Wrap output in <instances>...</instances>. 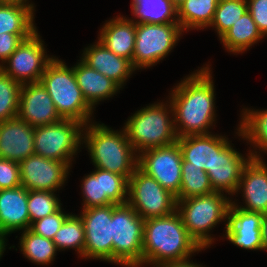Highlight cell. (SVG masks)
Returning a JSON list of instances; mask_svg holds the SVG:
<instances>
[{
	"mask_svg": "<svg viewBox=\"0 0 267 267\" xmlns=\"http://www.w3.org/2000/svg\"><path fill=\"white\" fill-rule=\"evenodd\" d=\"M164 104H154L140 109L128 119L125 130L133 150L143 152L177 141L174 121H170Z\"/></svg>",
	"mask_w": 267,
	"mask_h": 267,
	"instance_id": "8992f818",
	"label": "cell"
},
{
	"mask_svg": "<svg viewBox=\"0 0 267 267\" xmlns=\"http://www.w3.org/2000/svg\"><path fill=\"white\" fill-rule=\"evenodd\" d=\"M231 203L223 194L213 192L178 200L176 211L181 216L188 234L203 249L212 244L208 231L219 221L228 218Z\"/></svg>",
	"mask_w": 267,
	"mask_h": 267,
	"instance_id": "5b68a950",
	"label": "cell"
},
{
	"mask_svg": "<svg viewBox=\"0 0 267 267\" xmlns=\"http://www.w3.org/2000/svg\"><path fill=\"white\" fill-rule=\"evenodd\" d=\"M171 1L178 8L185 0H171Z\"/></svg>",
	"mask_w": 267,
	"mask_h": 267,
	"instance_id": "f6af8a7d",
	"label": "cell"
},
{
	"mask_svg": "<svg viewBox=\"0 0 267 267\" xmlns=\"http://www.w3.org/2000/svg\"><path fill=\"white\" fill-rule=\"evenodd\" d=\"M127 203L144 220L168 216L176 211V196L137 168L128 179Z\"/></svg>",
	"mask_w": 267,
	"mask_h": 267,
	"instance_id": "ba28073f",
	"label": "cell"
},
{
	"mask_svg": "<svg viewBox=\"0 0 267 267\" xmlns=\"http://www.w3.org/2000/svg\"><path fill=\"white\" fill-rule=\"evenodd\" d=\"M199 266L200 265L190 263L189 260L175 261V262H164V263L156 265V267H199Z\"/></svg>",
	"mask_w": 267,
	"mask_h": 267,
	"instance_id": "60d3db41",
	"label": "cell"
},
{
	"mask_svg": "<svg viewBox=\"0 0 267 267\" xmlns=\"http://www.w3.org/2000/svg\"><path fill=\"white\" fill-rule=\"evenodd\" d=\"M183 30L179 23L136 24L134 68H145L163 59L174 47Z\"/></svg>",
	"mask_w": 267,
	"mask_h": 267,
	"instance_id": "30bf717a",
	"label": "cell"
},
{
	"mask_svg": "<svg viewBox=\"0 0 267 267\" xmlns=\"http://www.w3.org/2000/svg\"><path fill=\"white\" fill-rule=\"evenodd\" d=\"M84 124L76 120L62 119L45 126L35 127V154L43 158L65 162L70 166L72 156L76 154Z\"/></svg>",
	"mask_w": 267,
	"mask_h": 267,
	"instance_id": "9c48e42d",
	"label": "cell"
},
{
	"mask_svg": "<svg viewBox=\"0 0 267 267\" xmlns=\"http://www.w3.org/2000/svg\"><path fill=\"white\" fill-rule=\"evenodd\" d=\"M252 154L253 157L243 169L238 186V190L243 188L246 207L238 208L265 214L267 213V166L257 154Z\"/></svg>",
	"mask_w": 267,
	"mask_h": 267,
	"instance_id": "ffe728a7",
	"label": "cell"
},
{
	"mask_svg": "<svg viewBox=\"0 0 267 267\" xmlns=\"http://www.w3.org/2000/svg\"><path fill=\"white\" fill-rule=\"evenodd\" d=\"M21 87L0 70V122L18 117Z\"/></svg>",
	"mask_w": 267,
	"mask_h": 267,
	"instance_id": "e575fe53",
	"label": "cell"
},
{
	"mask_svg": "<svg viewBox=\"0 0 267 267\" xmlns=\"http://www.w3.org/2000/svg\"><path fill=\"white\" fill-rule=\"evenodd\" d=\"M39 36L35 32L23 40L6 60L9 67L0 65V70L20 84L39 82L47 64L53 59L45 56L43 41Z\"/></svg>",
	"mask_w": 267,
	"mask_h": 267,
	"instance_id": "4fadbf2b",
	"label": "cell"
},
{
	"mask_svg": "<svg viewBox=\"0 0 267 267\" xmlns=\"http://www.w3.org/2000/svg\"><path fill=\"white\" fill-rule=\"evenodd\" d=\"M18 117L34 128L62 120L47 89L40 81L22 84Z\"/></svg>",
	"mask_w": 267,
	"mask_h": 267,
	"instance_id": "2e32d148",
	"label": "cell"
},
{
	"mask_svg": "<svg viewBox=\"0 0 267 267\" xmlns=\"http://www.w3.org/2000/svg\"><path fill=\"white\" fill-rule=\"evenodd\" d=\"M227 219L225 235L229 241L244 249H264L261 232L262 213L246 211L231 203Z\"/></svg>",
	"mask_w": 267,
	"mask_h": 267,
	"instance_id": "ac0fdd59",
	"label": "cell"
},
{
	"mask_svg": "<svg viewBox=\"0 0 267 267\" xmlns=\"http://www.w3.org/2000/svg\"><path fill=\"white\" fill-rule=\"evenodd\" d=\"M40 82L45 86L62 119H71L84 124L92 114V107L85 100L78 86L74 67L53 58L46 66Z\"/></svg>",
	"mask_w": 267,
	"mask_h": 267,
	"instance_id": "277c9868",
	"label": "cell"
},
{
	"mask_svg": "<svg viewBox=\"0 0 267 267\" xmlns=\"http://www.w3.org/2000/svg\"><path fill=\"white\" fill-rule=\"evenodd\" d=\"M248 159L244 160L240 153L231 148L227 143L219 152H214L211 170L206 173L214 192L236 193L242 172L248 161L253 157L249 153Z\"/></svg>",
	"mask_w": 267,
	"mask_h": 267,
	"instance_id": "e0dca14e",
	"label": "cell"
},
{
	"mask_svg": "<svg viewBox=\"0 0 267 267\" xmlns=\"http://www.w3.org/2000/svg\"><path fill=\"white\" fill-rule=\"evenodd\" d=\"M20 181L28 191L57 190L68 174L69 165L65 162L43 158L33 154L20 163Z\"/></svg>",
	"mask_w": 267,
	"mask_h": 267,
	"instance_id": "9a60e30c",
	"label": "cell"
},
{
	"mask_svg": "<svg viewBox=\"0 0 267 267\" xmlns=\"http://www.w3.org/2000/svg\"><path fill=\"white\" fill-rule=\"evenodd\" d=\"M201 249L188 234L177 211L168 216L145 219L142 264L184 261Z\"/></svg>",
	"mask_w": 267,
	"mask_h": 267,
	"instance_id": "7a4b0ae2",
	"label": "cell"
},
{
	"mask_svg": "<svg viewBox=\"0 0 267 267\" xmlns=\"http://www.w3.org/2000/svg\"><path fill=\"white\" fill-rule=\"evenodd\" d=\"M136 24L133 20L117 17L101 30L99 41L110 51L132 61L135 49Z\"/></svg>",
	"mask_w": 267,
	"mask_h": 267,
	"instance_id": "cb8c5ba5",
	"label": "cell"
},
{
	"mask_svg": "<svg viewBox=\"0 0 267 267\" xmlns=\"http://www.w3.org/2000/svg\"><path fill=\"white\" fill-rule=\"evenodd\" d=\"M27 0H0V2H9V3H19V4H23V5H27L31 8H33V4H26Z\"/></svg>",
	"mask_w": 267,
	"mask_h": 267,
	"instance_id": "7bdbcfd3",
	"label": "cell"
},
{
	"mask_svg": "<svg viewBox=\"0 0 267 267\" xmlns=\"http://www.w3.org/2000/svg\"><path fill=\"white\" fill-rule=\"evenodd\" d=\"M84 139L96 168L124 176L127 180L138 168V156L128 140L125 128L122 133L105 125L90 124ZM134 153V154H133Z\"/></svg>",
	"mask_w": 267,
	"mask_h": 267,
	"instance_id": "3957f363",
	"label": "cell"
},
{
	"mask_svg": "<svg viewBox=\"0 0 267 267\" xmlns=\"http://www.w3.org/2000/svg\"><path fill=\"white\" fill-rule=\"evenodd\" d=\"M74 74L85 100L92 108L97 102L111 97L121 88L110 78L90 68L82 60L74 66Z\"/></svg>",
	"mask_w": 267,
	"mask_h": 267,
	"instance_id": "d4e9b609",
	"label": "cell"
},
{
	"mask_svg": "<svg viewBox=\"0 0 267 267\" xmlns=\"http://www.w3.org/2000/svg\"><path fill=\"white\" fill-rule=\"evenodd\" d=\"M23 39L17 34H0V60L6 62L9 56L22 43Z\"/></svg>",
	"mask_w": 267,
	"mask_h": 267,
	"instance_id": "ab89813d",
	"label": "cell"
},
{
	"mask_svg": "<svg viewBox=\"0 0 267 267\" xmlns=\"http://www.w3.org/2000/svg\"><path fill=\"white\" fill-rule=\"evenodd\" d=\"M68 215L64 214L60 207L49 216L34 221L30 226V230L36 235L52 240Z\"/></svg>",
	"mask_w": 267,
	"mask_h": 267,
	"instance_id": "8d00e7d4",
	"label": "cell"
},
{
	"mask_svg": "<svg viewBox=\"0 0 267 267\" xmlns=\"http://www.w3.org/2000/svg\"><path fill=\"white\" fill-rule=\"evenodd\" d=\"M247 1L219 0L210 26L216 28L220 38L248 11Z\"/></svg>",
	"mask_w": 267,
	"mask_h": 267,
	"instance_id": "836d02e7",
	"label": "cell"
},
{
	"mask_svg": "<svg viewBox=\"0 0 267 267\" xmlns=\"http://www.w3.org/2000/svg\"><path fill=\"white\" fill-rule=\"evenodd\" d=\"M261 232H262V242H263L264 250H266L267 249V213L263 214Z\"/></svg>",
	"mask_w": 267,
	"mask_h": 267,
	"instance_id": "b9f144b4",
	"label": "cell"
},
{
	"mask_svg": "<svg viewBox=\"0 0 267 267\" xmlns=\"http://www.w3.org/2000/svg\"><path fill=\"white\" fill-rule=\"evenodd\" d=\"M28 190L24 186L0 190V237L30 229Z\"/></svg>",
	"mask_w": 267,
	"mask_h": 267,
	"instance_id": "44dd1931",
	"label": "cell"
},
{
	"mask_svg": "<svg viewBox=\"0 0 267 267\" xmlns=\"http://www.w3.org/2000/svg\"><path fill=\"white\" fill-rule=\"evenodd\" d=\"M34 133L19 117L0 122V158L20 163L35 154Z\"/></svg>",
	"mask_w": 267,
	"mask_h": 267,
	"instance_id": "d6986e66",
	"label": "cell"
},
{
	"mask_svg": "<svg viewBox=\"0 0 267 267\" xmlns=\"http://www.w3.org/2000/svg\"><path fill=\"white\" fill-rule=\"evenodd\" d=\"M82 61L90 68L95 69L107 78H110L120 87L127 77L136 70L132 61L110 51L101 41L85 49Z\"/></svg>",
	"mask_w": 267,
	"mask_h": 267,
	"instance_id": "7402d4cb",
	"label": "cell"
},
{
	"mask_svg": "<svg viewBox=\"0 0 267 267\" xmlns=\"http://www.w3.org/2000/svg\"><path fill=\"white\" fill-rule=\"evenodd\" d=\"M52 241L57 250L76 248L84 256L85 232L81 217L68 215Z\"/></svg>",
	"mask_w": 267,
	"mask_h": 267,
	"instance_id": "1f68e13d",
	"label": "cell"
},
{
	"mask_svg": "<svg viewBox=\"0 0 267 267\" xmlns=\"http://www.w3.org/2000/svg\"><path fill=\"white\" fill-rule=\"evenodd\" d=\"M248 11L261 34L267 35V0H249Z\"/></svg>",
	"mask_w": 267,
	"mask_h": 267,
	"instance_id": "f35d334b",
	"label": "cell"
},
{
	"mask_svg": "<svg viewBox=\"0 0 267 267\" xmlns=\"http://www.w3.org/2000/svg\"><path fill=\"white\" fill-rule=\"evenodd\" d=\"M5 238H1L0 237V257H1V255H2V253H3V251H4V249H5V240H4Z\"/></svg>",
	"mask_w": 267,
	"mask_h": 267,
	"instance_id": "ee69618b",
	"label": "cell"
},
{
	"mask_svg": "<svg viewBox=\"0 0 267 267\" xmlns=\"http://www.w3.org/2000/svg\"><path fill=\"white\" fill-rule=\"evenodd\" d=\"M21 186L20 164L0 158V190Z\"/></svg>",
	"mask_w": 267,
	"mask_h": 267,
	"instance_id": "74e56055",
	"label": "cell"
},
{
	"mask_svg": "<svg viewBox=\"0 0 267 267\" xmlns=\"http://www.w3.org/2000/svg\"><path fill=\"white\" fill-rule=\"evenodd\" d=\"M219 0H185L177 9L181 29L210 26Z\"/></svg>",
	"mask_w": 267,
	"mask_h": 267,
	"instance_id": "f1b7e54d",
	"label": "cell"
},
{
	"mask_svg": "<svg viewBox=\"0 0 267 267\" xmlns=\"http://www.w3.org/2000/svg\"><path fill=\"white\" fill-rule=\"evenodd\" d=\"M262 37L250 12L247 11L220 39L230 52L242 53Z\"/></svg>",
	"mask_w": 267,
	"mask_h": 267,
	"instance_id": "4316f807",
	"label": "cell"
},
{
	"mask_svg": "<svg viewBox=\"0 0 267 267\" xmlns=\"http://www.w3.org/2000/svg\"><path fill=\"white\" fill-rule=\"evenodd\" d=\"M145 220L128 204H112L113 262L142 265Z\"/></svg>",
	"mask_w": 267,
	"mask_h": 267,
	"instance_id": "52a82bcc",
	"label": "cell"
},
{
	"mask_svg": "<svg viewBox=\"0 0 267 267\" xmlns=\"http://www.w3.org/2000/svg\"><path fill=\"white\" fill-rule=\"evenodd\" d=\"M141 153L138 156V168L177 196L181 187L183 160L178 142Z\"/></svg>",
	"mask_w": 267,
	"mask_h": 267,
	"instance_id": "8fae6325",
	"label": "cell"
},
{
	"mask_svg": "<svg viewBox=\"0 0 267 267\" xmlns=\"http://www.w3.org/2000/svg\"><path fill=\"white\" fill-rule=\"evenodd\" d=\"M50 191H28V211L31 224L56 212L61 205L58 198Z\"/></svg>",
	"mask_w": 267,
	"mask_h": 267,
	"instance_id": "d590c367",
	"label": "cell"
},
{
	"mask_svg": "<svg viewBox=\"0 0 267 267\" xmlns=\"http://www.w3.org/2000/svg\"><path fill=\"white\" fill-rule=\"evenodd\" d=\"M33 10L19 3L0 2V34H17L23 40L31 37L37 32L33 24Z\"/></svg>",
	"mask_w": 267,
	"mask_h": 267,
	"instance_id": "484cf974",
	"label": "cell"
},
{
	"mask_svg": "<svg viewBox=\"0 0 267 267\" xmlns=\"http://www.w3.org/2000/svg\"><path fill=\"white\" fill-rule=\"evenodd\" d=\"M213 192L206 171L198 169L195 166H188V162L182 160L181 187L179 194L176 196V200L204 196Z\"/></svg>",
	"mask_w": 267,
	"mask_h": 267,
	"instance_id": "f546056e",
	"label": "cell"
},
{
	"mask_svg": "<svg viewBox=\"0 0 267 267\" xmlns=\"http://www.w3.org/2000/svg\"><path fill=\"white\" fill-rule=\"evenodd\" d=\"M177 142L188 166H195L206 172L211 170L214 152H219L228 143L224 137L211 134L183 136L177 138Z\"/></svg>",
	"mask_w": 267,
	"mask_h": 267,
	"instance_id": "603a6c76",
	"label": "cell"
},
{
	"mask_svg": "<svg viewBox=\"0 0 267 267\" xmlns=\"http://www.w3.org/2000/svg\"><path fill=\"white\" fill-rule=\"evenodd\" d=\"M131 7L132 13L140 19L134 22L135 24L179 23L175 18L178 15V9L171 0H132Z\"/></svg>",
	"mask_w": 267,
	"mask_h": 267,
	"instance_id": "83f0119b",
	"label": "cell"
},
{
	"mask_svg": "<svg viewBox=\"0 0 267 267\" xmlns=\"http://www.w3.org/2000/svg\"><path fill=\"white\" fill-rule=\"evenodd\" d=\"M209 68L204 67L187 77L172 92L171 113L178 138L188 135L209 134L208 127L214 121V85ZM177 128V129H176ZM183 129V130H182Z\"/></svg>",
	"mask_w": 267,
	"mask_h": 267,
	"instance_id": "6da1fadb",
	"label": "cell"
},
{
	"mask_svg": "<svg viewBox=\"0 0 267 267\" xmlns=\"http://www.w3.org/2000/svg\"><path fill=\"white\" fill-rule=\"evenodd\" d=\"M82 188L83 209L127 203L128 180L119 174L97 168L84 178Z\"/></svg>",
	"mask_w": 267,
	"mask_h": 267,
	"instance_id": "5bb4252c",
	"label": "cell"
},
{
	"mask_svg": "<svg viewBox=\"0 0 267 267\" xmlns=\"http://www.w3.org/2000/svg\"><path fill=\"white\" fill-rule=\"evenodd\" d=\"M243 114L239 135L262 148V151H267V110L259 112L245 110Z\"/></svg>",
	"mask_w": 267,
	"mask_h": 267,
	"instance_id": "d6a6232c",
	"label": "cell"
},
{
	"mask_svg": "<svg viewBox=\"0 0 267 267\" xmlns=\"http://www.w3.org/2000/svg\"><path fill=\"white\" fill-rule=\"evenodd\" d=\"M20 246L25 257L39 264L51 263L57 251L51 239L36 235L30 229L24 230Z\"/></svg>",
	"mask_w": 267,
	"mask_h": 267,
	"instance_id": "4dcf8cb0",
	"label": "cell"
},
{
	"mask_svg": "<svg viewBox=\"0 0 267 267\" xmlns=\"http://www.w3.org/2000/svg\"><path fill=\"white\" fill-rule=\"evenodd\" d=\"M84 257L113 262L112 204L83 209Z\"/></svg>",
	"mask_w": 267,
	"mask_h": 267,
	"instance_id": "7c38bea8",
	"label": "cell"
}]
</instances>
